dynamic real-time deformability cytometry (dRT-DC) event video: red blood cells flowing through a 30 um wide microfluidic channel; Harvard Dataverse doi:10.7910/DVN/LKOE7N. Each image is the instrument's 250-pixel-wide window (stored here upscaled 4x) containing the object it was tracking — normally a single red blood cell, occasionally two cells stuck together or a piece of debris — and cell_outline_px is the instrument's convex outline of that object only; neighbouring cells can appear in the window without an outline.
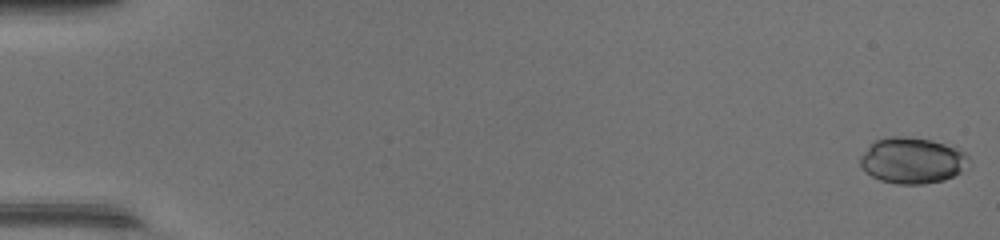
{"species": "common noctule bat (a hibernating species)", "species_latin": "Nyctalus noctula", "temperature_condition": "warm", "stored_images_in_passage": 49, "camera_frame_rate_fps": 3000, "um_per_image_px": 0.085, "animal": {"sex": "female", "body_mass_g": 17.0, "forearm_length_mm": 48.0}, "frame": {"image": 1, "passage_image": 1, "time_ms": 0.0, "image_size_px": [1000, 240], "cell_outline_px": [[968, 160], [960, 172], [944, 180], [924, 184], [896, 184], [880, 180], [872, 176], [860, 164], [860, 156], [876, 140], [888, 136], [904, 136], [932, 140], [960, 148], [968, 156]], "centroid_in_image_um": [77.54, 13.63], "position_along_channel_um": 7.5, "area_um2": 28.9}}
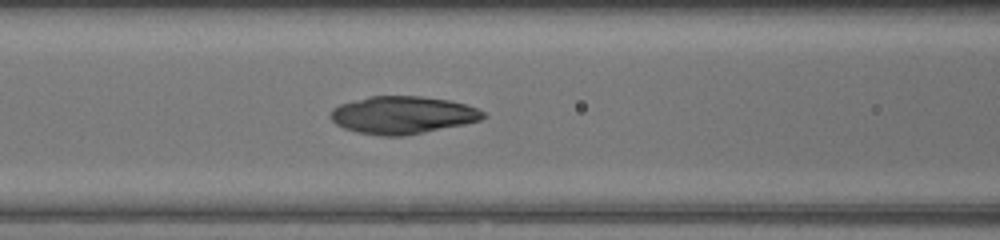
{"frame": {"image": 2, "passage_image": 22, "time_ms": 7.0, "image_size_px": [1000, 240], "cell_outline_px": [[488, 116], [480, 120], [464, 124], [404, 136], [380, 136], [356, 132], [344, 128], [336, 124], [328, 116], [332, 108], [340, 104], [368, 96], [420, 96], [448, 100], [464, 104], [476, 108], [484, 112]], "centroid_in_image_um": [34.18, 9.78], "position_along_channel_um": 132.4, "area_um2": 33.47}}
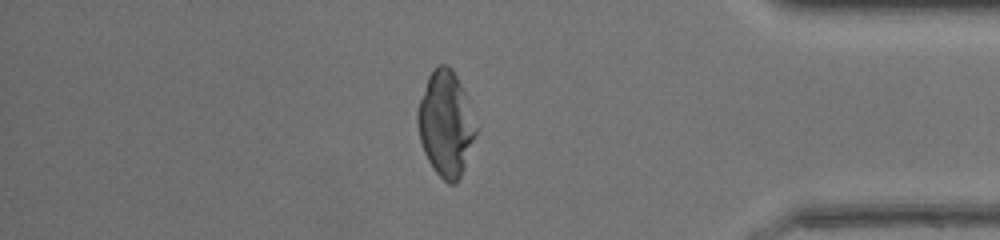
{"frame": {"image": 3, "passage_image": 42, "time_ms": 13.667, "image_size_px": [1000, 240], "cell_outline_px": [[476, 132], [464, 168], [456, 184], [448, 184], [432, 168], [424, 152], [420, 140], [416, 124], [416, 112], [428, 76], [440, 64], [444, 64], [452, 68], [464, 92], [476, 128]], "centroid_in_image_um": [37.85, 10.54], "position_along_channel_um": 397.3, "area_um2": 35.08}}